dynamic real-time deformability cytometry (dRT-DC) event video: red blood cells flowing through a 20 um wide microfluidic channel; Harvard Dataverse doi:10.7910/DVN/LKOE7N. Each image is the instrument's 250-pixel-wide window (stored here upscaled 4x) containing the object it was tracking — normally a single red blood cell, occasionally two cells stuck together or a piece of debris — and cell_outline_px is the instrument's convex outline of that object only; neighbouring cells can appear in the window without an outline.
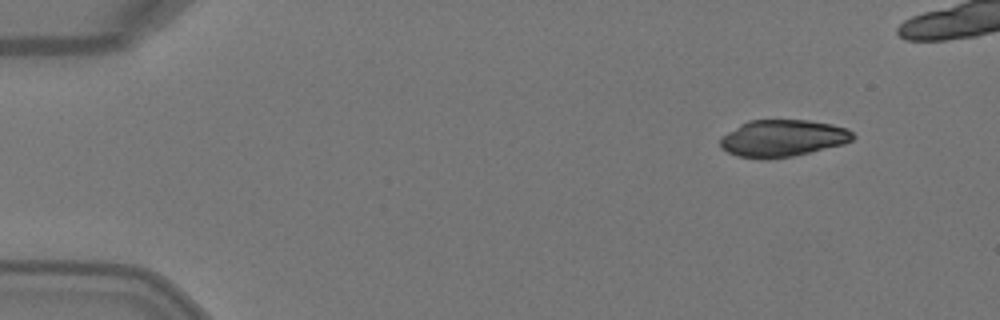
{"species": "Egyptian fruit bat (a non-hibernating species)", "species_latin": "Rousettus aegyptiacus", "temperature_condition": "warm", "stored_images_in_passage": 5, "camera_frame_rate_fps": 3000, "um_per_image_px": 0.085, "animal": {"sex": "female"}, "frame": {"image": 1, "passage_image": 1, "time_ms": 0.0, "image_size_px": [1000, 320], "cell_outline_px": [[856, 136], [852, 140], [844, 144], [792, 156], [768, 160], [760, 160], [736, 156], [720, 148], [720, 140], [728, 132], [740, 124], [748, 120], [808, 120], [832, 124], [848, 128]], "centroid_in_image_um": [66.52, 11.76], "position_along_channel_um": 18.5, "area_um2": 28.78}}